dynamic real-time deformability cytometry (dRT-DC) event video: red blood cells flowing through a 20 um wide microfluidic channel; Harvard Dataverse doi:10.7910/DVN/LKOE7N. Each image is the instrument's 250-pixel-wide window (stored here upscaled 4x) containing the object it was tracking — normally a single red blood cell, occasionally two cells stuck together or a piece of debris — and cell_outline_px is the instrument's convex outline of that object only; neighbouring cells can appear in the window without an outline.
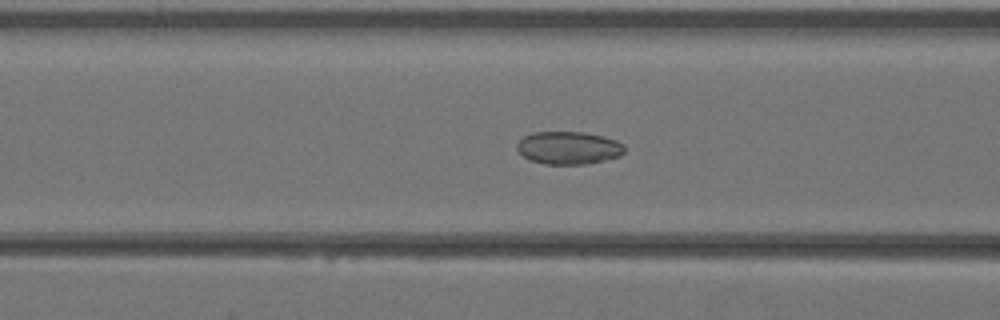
{"species": "Egyptian fruit bat (a non-hibernating species)", "species_latin": "Rousettus aegyptiacus", "temperature_condition": "warm", "stored_images_in_passage": 41, "camera_frame_rate_fps": 3000, "um_per_image_px": 0.085, "animal": {"sex": "female"}, "frame": {"image": 1, "passage_image": 17, "time_ms": 5.333, "image_size_px": [1000, 320], "cell_outline_px": [[624, 152], [620, 156], [584, 164], [544, 164], [528, 160], [516, 148], [516, 144], [524, 136], [532, 132], [584, 132], [604, 136], [616, 140], [624, 144]], "centroid_in_image_um": [48.31, 12.56], "position_along_channel_um": 118.3, "area_um2": 20.58}}
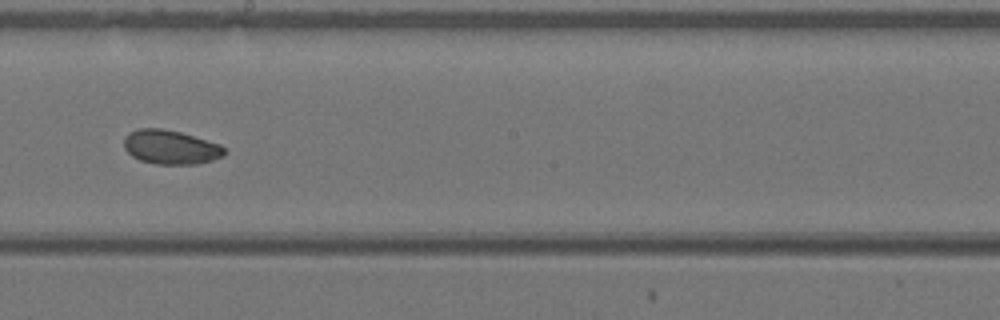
{"frame": {"image": 2, "passage_image": 24, "time_ms": 7.667, "image_size_px": [1000, 320], "cell_outline_px": [[224, 156], [212, 160], [196, 164], [156, 164], [140, 160], [132, 156], [124, 148], [124, 136], [128, 132], [140, 128], [160, 128], [180, 132], [220, 144], [224, 148]], "centroid_in_image_um": [14.47, 12.5], "position_along_channel_um": 233.7, "area_um2": 19.94}}
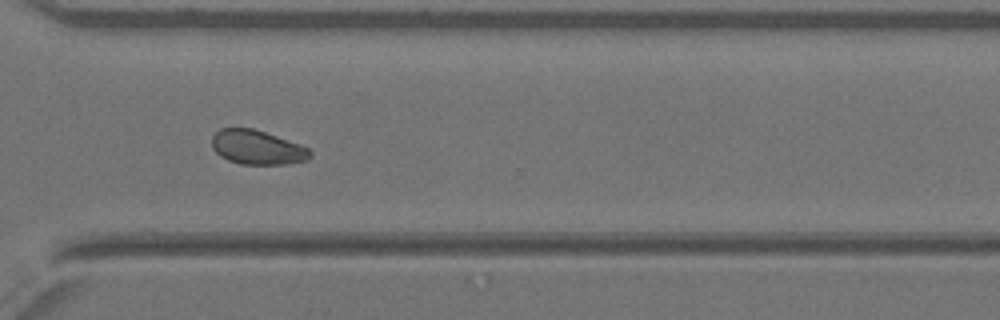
{"frame": {"image": 3, "passage_image": 31, "time_ms": 10.0, "image_size_px": [1000, 320], "cell_outline_px": [[312, 156], [308, 160], [288, 164], [240, 164], [228, 160], [220, 156], [212, 148], [212, 136], [220, 128], [252, 128], [300, 144], [308, 148], [312, 152]], "centroid_in_image_um": [21.87, 12.53], "position_along_channel_um": 348.7, "area_um2": 19.65}}